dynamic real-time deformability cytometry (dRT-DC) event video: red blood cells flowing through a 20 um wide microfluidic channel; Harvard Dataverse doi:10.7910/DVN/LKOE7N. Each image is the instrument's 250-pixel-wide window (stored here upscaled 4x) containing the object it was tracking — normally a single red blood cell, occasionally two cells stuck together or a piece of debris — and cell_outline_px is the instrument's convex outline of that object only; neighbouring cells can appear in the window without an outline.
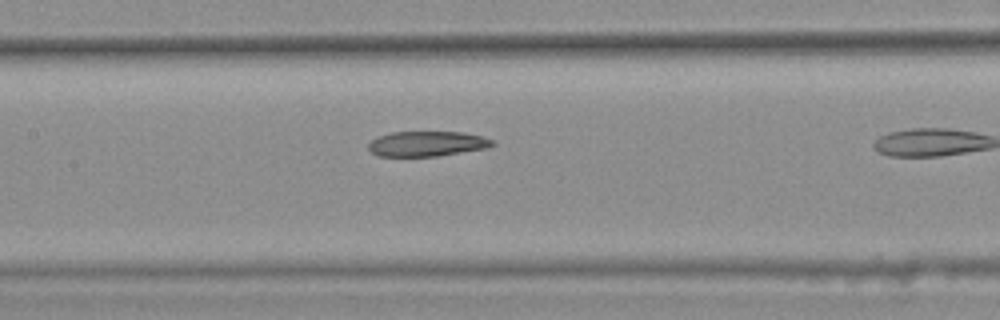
{"species": "common noctule bat (a hibernating species)", "species_latin": "Nyctalus noctula", "temperature_condition": "warm", "stored_images_in_passage": 26, "camera_frame_rate_fps": 3000, "um_per_image_px": 0.085, "animal": {"sex": "female", "body_mass_g": 25.1}, "frame": {"image": 1, "passage_image": 22, "time_ms": 7.0, "image_size_px": [1000, 320], "cell_outline_px": [[496, 144], [484, 148], [436, 156], [376, 156], [368, 148], [368, 144], [376, 136], [392, 132], [464, 132], [484, 136], [496, 140]], "centroid_in_image_um": [36.3, 12.21], "position_along_channel_um": 171.1, "area_um2": 18.21}}